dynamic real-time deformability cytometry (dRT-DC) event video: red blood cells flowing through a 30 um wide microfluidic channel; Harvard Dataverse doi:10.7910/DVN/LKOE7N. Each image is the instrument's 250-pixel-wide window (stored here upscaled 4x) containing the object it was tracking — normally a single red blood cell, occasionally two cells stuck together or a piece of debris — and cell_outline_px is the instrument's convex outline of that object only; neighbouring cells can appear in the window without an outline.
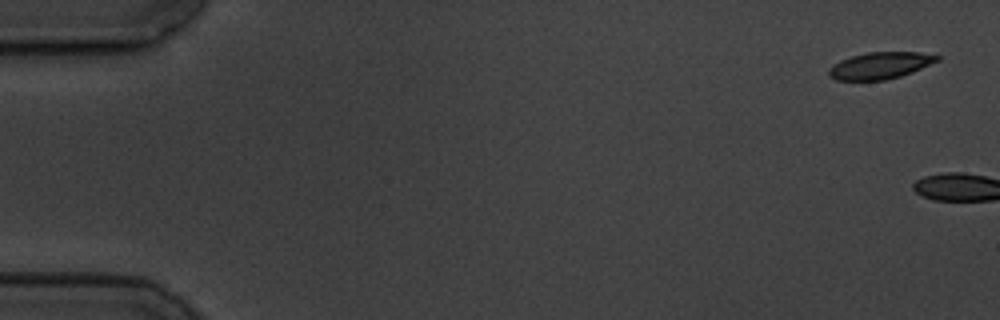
{"species": "common noctule bat (a hibernating species)", "species_latin": "Nyctalus noctula", "temperature_condition": "cold", "stored_images_in_passage": 12, "camera_frame_rate_fps": 3000, "um_per_image_px": 0.085, "animal": {"sex": "male", "body_mass_g": 19.5, "forearm_length_mm": 54.6}, "frame": {"image": 1, "passage_image": 1, "time_ms": 0.0, "image_size_px": [1000, 320], "cell_outline_px": [[940, 60], [912, 72], [900, 76], [884, 80], [836, 80], [828, 76], [828, 68], [840, 60], [852, 56], [868, 52], [920, 52], [940, 56]], "centroid_in_image_um": [74.8, 5.57], "position_along_channel_um": 10.2, "area_um2": 16.88}}
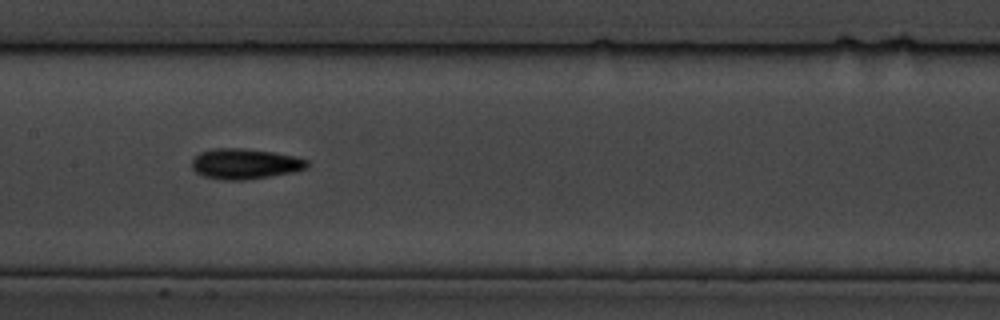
{"frame": {"image": 2, "passage_image": 9, "time_ms": 10.0, "image_size_px": [1000, 320], "cell_outline_px": [[308, 164], [304, 168], [292, 172], [244, 180], [220, 180], [204, 176], [196, 172], [192, 168], [192, 160], [200, 152], [212, 148], [244, 148], [272, 152], [292, 156], [308, 160]], "centroid_in_image_um": [20.76, 13.92], "position_along_channel_um": 186.6, "area_um2": 20.23}}
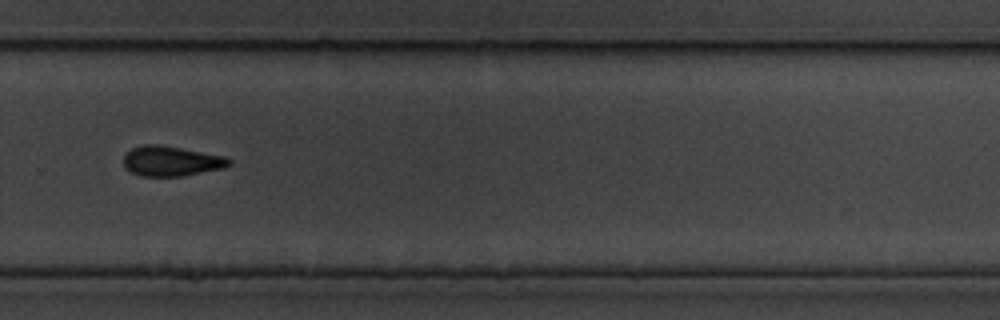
{"frame": {"image": 3, "passage_image": 12, "time_ms": 13.667, "image_size_px": [1000, 320], "cell_outline_px": [[232, 164], [224, 168], [180, 176], [140, 176], [124, 168], [124, 156], [132, 148], [144, 144], [160, 144], [224, 156], [232, 160]], "centroid_in_image_um": [14.55, 13.69], "position_along_channel_um": 315.2, "area_um2": 18.44}}